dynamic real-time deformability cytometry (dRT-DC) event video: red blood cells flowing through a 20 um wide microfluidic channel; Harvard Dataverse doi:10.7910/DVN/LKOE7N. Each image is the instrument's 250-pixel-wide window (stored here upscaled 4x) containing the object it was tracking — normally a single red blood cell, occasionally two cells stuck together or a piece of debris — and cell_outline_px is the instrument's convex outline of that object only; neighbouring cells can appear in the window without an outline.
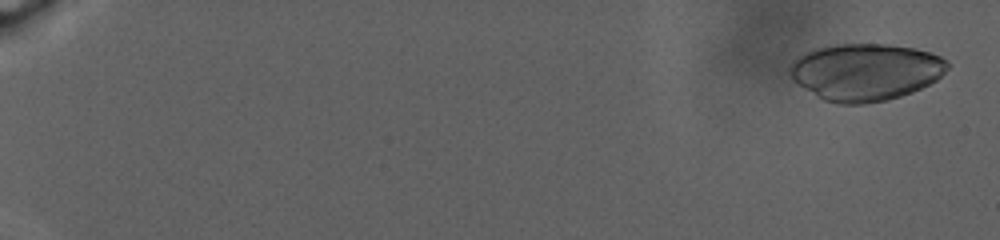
{"species": "human", "species_latin": "Homo sapiens", "temperature_condition": "warm", "stored_images_in_passage": 103, "camera_frame_rate_fps": 3000, "um_per_image_px": 0.085, "donor": {"sex": "male"}, "frame": {"image": 1, "passage_image": 5, "time_ms": 1.0, "image_size_px": [1000, 240], "cell_outline_px": [[948, 68], [936, 80], [912, 92], [888, 100], [864, 104], [840, 104], [824, 100], [816, 96], [792, 80], [788, 72], [788, 68], [792, 60], [796, 56], [812, 48], [836, 44], [888, 44], [916, 48], [940, 56], [948, 60]], "centroid_in_image_um": [73.52, 6.1], "position_along_channel_um": 11.5, "area_um2": 52.89}}
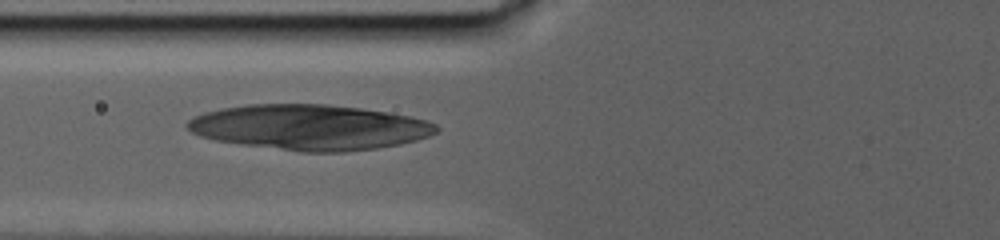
{"frame": {"image": 2, "passage_image": 47, "time_ms": 14.667, "image_size_px": [1000, 240], "cell_outline_px": [[440, 128], [436, 132], [428, 136], [416, 140], [400, 144], [376, 148], [344, 152], [300, 152], [240, 144], [216, 140], [200, 136], [192, 132], [184, 124], [188, 120], [204, 112], [220, 108], [244, 104], [328, 104], [360, 108], [388, 112], [412, 116], [436, 124]], "centroid_in_image_um": [26.3, 10.81], "position_along_channel_um": 99.5, "area_um2": 65.95}}
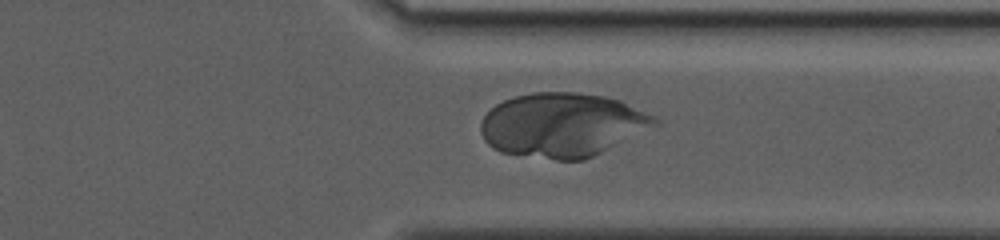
{"frame": {"image": 3, "passage_image": 84, "time_ms": 26.333, "image_size_px": [1000, 240], "cell_outline_px": [[660, 124], [584, 160], [556, 160], [500, 152], [492, 148], [484, 140], [480, 132], [480, 124], [484, 116], [496, 104], [504, 100], [516, 96], [532, 92], [576, 92], [604, 96], [620, 100], [656, 116], [660, 120]], "centroid_in_image_um": [47.8, 10.61], "position_along_channel_um": 363.6, "area_um2": 65.03}}